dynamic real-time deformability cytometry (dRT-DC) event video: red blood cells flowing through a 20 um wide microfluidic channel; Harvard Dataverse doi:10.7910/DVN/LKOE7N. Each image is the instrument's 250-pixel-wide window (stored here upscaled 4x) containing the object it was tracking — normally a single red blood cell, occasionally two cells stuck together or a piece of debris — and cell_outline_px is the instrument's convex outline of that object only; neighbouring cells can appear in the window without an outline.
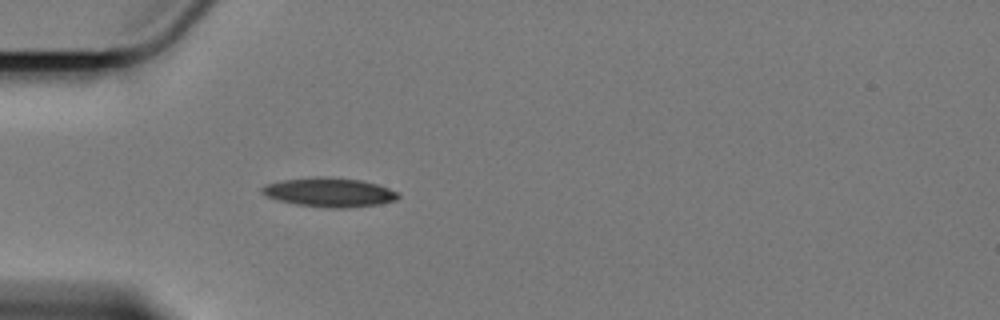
{"species": "Egyptian fruit bat (a non-hibernating species)", "species_latin": "Rousettus aegyptiacus", "temperature_condition": "cold", "stored_images_in_passage": 39, "camera_frame_rate_fps": 3000, "um_per_image_px": 0.085, "animal": {"sex": "female"}, "frame": {"image": 1, "passage_image": 1, "time_ms": 0.0, "image_size_px": [1000, 320], "cell_outline_px": [[400, 196], [396, 200], [380, 204], [348, 208], [332, 208], [296, 204], [280, 200], [268, 196], [260, 192], [260, 188], [264, 184], [284, 180], [316, 176], [324, 176], [360, 180], [376, 184], [388, 188], [396, 192]], "centroid_in_image_um": [27.99, 16.34], "position_along_channel_um": 57.0, "area_um2": 23.0}}